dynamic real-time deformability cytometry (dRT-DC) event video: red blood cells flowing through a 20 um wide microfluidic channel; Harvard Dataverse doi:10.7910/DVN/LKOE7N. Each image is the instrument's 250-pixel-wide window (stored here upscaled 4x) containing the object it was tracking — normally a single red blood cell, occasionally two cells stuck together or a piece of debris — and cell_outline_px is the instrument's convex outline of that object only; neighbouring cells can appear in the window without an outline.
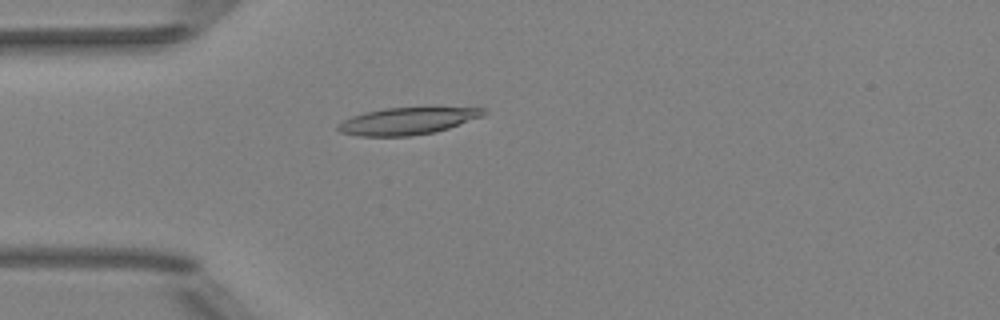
{"species": "Egyptian fruit bat (a non-hibernating species)", "species_latin": "Rousettus aegyptiacus", "temperature_condition": "room temperature", "stored_images_in_passage": 51, "camera_frame_rate_fps": 3000, "um_per_image_px": 0.085, "animal": {"sex": "female"}, "frame": {"image": 1, "passage_image": 14, "time_ms": 4.333, "image_size_px": [1000, 320], "cell_outline_px": [[488, 112], [484, 116], [436, 132], [408, 136], [360, 136], [340, 132], [336, 128], [336, 124], [352, 116], [364, 112], [384, 108], [484, 108]], "centroid_in_image_um": [34.6, 10.29], "position_along_channel_um": 50.4, "area_um2": 22.83}}
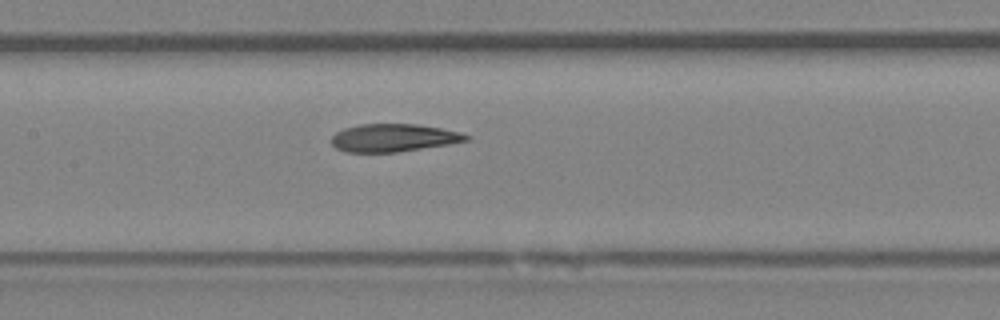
{"frame": {"image": 2, "passage_image": 24, "time_ms": 7.667, "image_size_px": [1000, 320], "cell_outline_px": [[472, 140], [448, 144], [396, 152], [348, 152], [336, 148], [332, 144], [332, 136], [336, 132], [344, 128], [360, 124], [416, 124], [440, 128], [460, 132], [472, 136]], "centroid_in_image_um": [33.48, 11.71], "position_along_channel_um": 173.9, "area_um2": 21.79}}
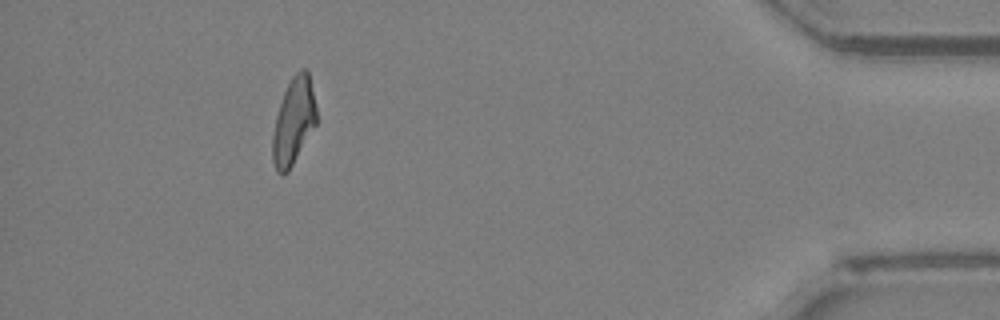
{"frame": {"image": 3, "passage_image": 46, "time_ms": 15.0, "image_size_px": [1000, 320], "cell_outline_px": [[316, 124], [288, 172], [280, 176], [276, 172], [272, 160], [272, 136], [276, 116], [284, 92], [292, 76], [300, 68], [308, 68], [316, 108]], "centroid_in_image_um": [24.94, 10.31], "position_along_channel_um": 410.3, "area_um2": 22.14}, "authors_computed_cell_mechanics": {"area_um2": 22.8888, "velocity_mm_per_s": 4.0324, "shape_relaxation_time_tau1_ms": 7.8137, "shape_relaxation_time_tau2_ms": 2.5013, "deformation_change_tau1": 0.255, "deformation_change_tau2": 0.1134}}